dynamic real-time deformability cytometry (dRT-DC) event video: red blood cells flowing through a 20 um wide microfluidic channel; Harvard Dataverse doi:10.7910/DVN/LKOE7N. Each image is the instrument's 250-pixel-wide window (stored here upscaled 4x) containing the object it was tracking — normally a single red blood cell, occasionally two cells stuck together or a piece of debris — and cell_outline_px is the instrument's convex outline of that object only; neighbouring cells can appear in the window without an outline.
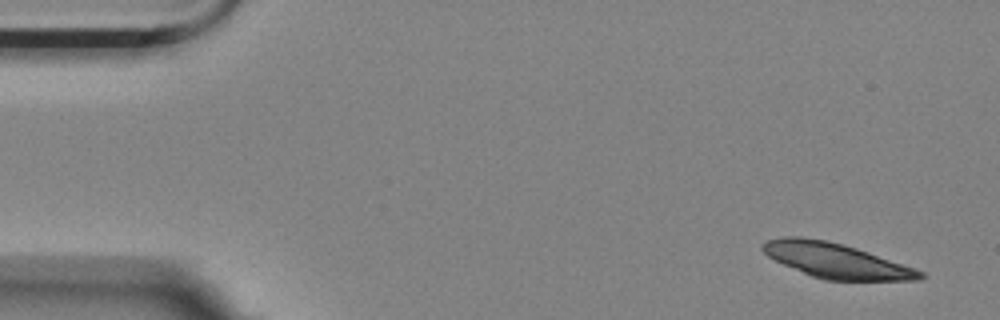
{"species": "Egyptian fruit bat (a non-hibernating species)", "species_latin": "Rousettus aegyptiacus", "temperature_condition": "room temperature", "stored_images_in_passage": 4, "camera_frame_rate_fps": 3000, "um_per_image_px": 0.085, "animal": {"sex": "female"}, "frame": {"image": 1, "passage_image": 1, "time_ms": 0.0, "image_size_px": [1000, 320], "cell_outline_px": [[924, 276], [920, 280], [824, 280], [812, 276], [784, 264], [768, 256], [760, 248], [760, 244], [768, 240], [784, 236], [800, 236], [824, 240], [856, 248], [916, 268], [924, 272]], "centroid_in_image_um": [71.06, 22.15], "position_along_channel_um": 13.9, "area_um2": 31.67}}